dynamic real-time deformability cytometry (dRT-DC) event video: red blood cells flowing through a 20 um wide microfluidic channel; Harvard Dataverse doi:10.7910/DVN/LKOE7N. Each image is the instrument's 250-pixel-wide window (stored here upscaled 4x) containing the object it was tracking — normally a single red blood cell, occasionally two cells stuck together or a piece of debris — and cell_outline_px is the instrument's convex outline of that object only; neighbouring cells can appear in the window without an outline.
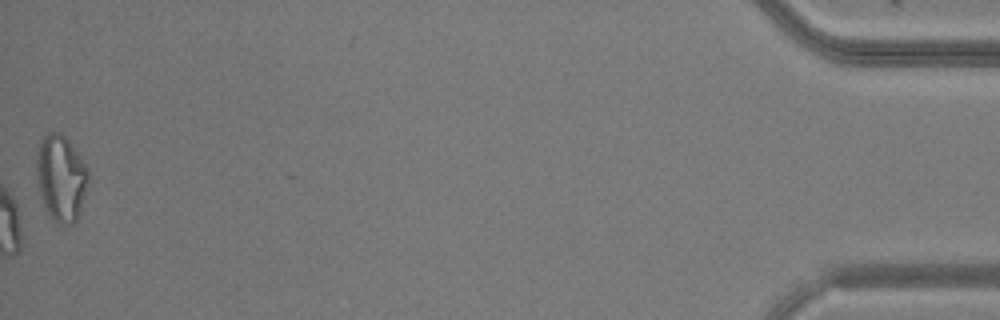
{"species": "common noctule bat (a hibernating species)", "species_latin": "Nyctalus noctula", "temperature_condition": "warm", "stored_images_in_passage": 51, "camera_frame_rate_fps": 3000, "um_per_image_px": 0.085, "animal": {"sex": "male", "body_mass_g": 20.5, "forearm_length_mm": 52.5}, "frame": {"image": 1, "passage_image": 51, "time_ms": 16.667, "image_size_px": [1000, 320], "cell_outline_px": [[88, 180], [80, 212], [76, 220], [72, 224], [56, 224], [48, 216], [40, 196], [36, 176], [36, 152], [40, 140], [48, 132], [60, 132], [68, 140], [80, 156], [88, 168]], "centroid_in_image_um": [5.15, 15.14], "position_along_channel_um": 430.0, "area_um2": 26.3}}